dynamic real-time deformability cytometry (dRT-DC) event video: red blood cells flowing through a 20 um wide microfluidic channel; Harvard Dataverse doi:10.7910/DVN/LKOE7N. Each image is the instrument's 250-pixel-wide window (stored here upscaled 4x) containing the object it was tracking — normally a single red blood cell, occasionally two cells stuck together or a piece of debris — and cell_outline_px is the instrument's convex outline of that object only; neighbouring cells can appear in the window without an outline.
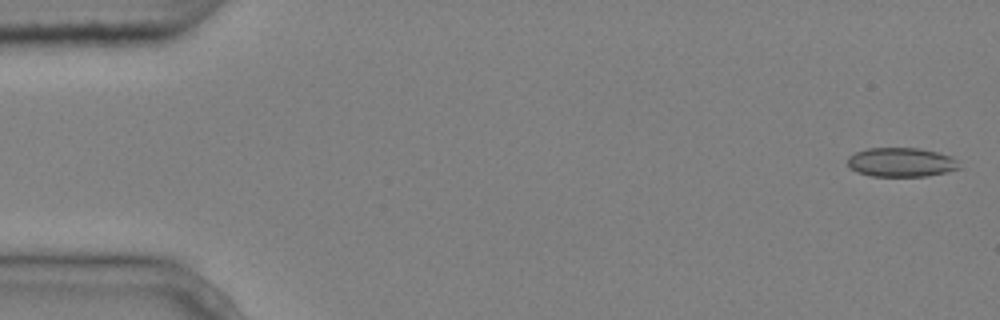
{"species": "common noctule bat (a hibernating species)", "species_latin": "Nyctalus noctula", "temperature_condition": "cold", "stored_images_in_passage": 6, "camera_frame_rate_fps": 3000, "um_per_image_px": 0.085, "animal": {"sex": "male", "body_mass_g": 20.4}, "frame": {"image": 1, "passage_image": 1, "time_ms": 0.0, "image_size_px": [1000, 320], "cell_outline_px": [[960, 168], [944, 172], [924, 176], [872, 176], [856, 172], [848, 164], [848, 156], [856, 152], [868, 148], [920, 148], [952, 156], [956, 160]], "centroid_in_image_um": [76.58, 13.78], "position_along_channel_um": 8.4, "area_um2": 18.79}}